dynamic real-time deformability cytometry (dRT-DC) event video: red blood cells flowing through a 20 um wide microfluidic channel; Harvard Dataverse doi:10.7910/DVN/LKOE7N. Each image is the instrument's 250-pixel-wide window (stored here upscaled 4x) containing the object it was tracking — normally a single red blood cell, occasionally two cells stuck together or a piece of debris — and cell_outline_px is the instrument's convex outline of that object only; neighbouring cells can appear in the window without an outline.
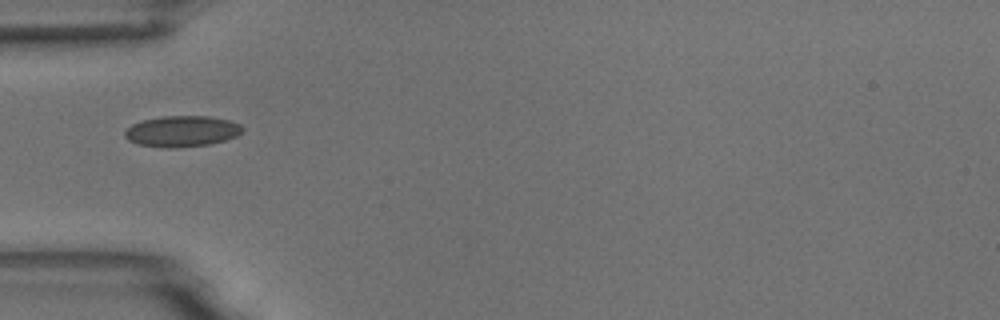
{"species": "common noctule bat (a hibernating species)", "species_latin": "Nyctalus noctula", "temperature_condition": "room temperature", "stored_images_in_passage": 1, "camera_frame_rate_fps": 3000, "um_per_image_px": 0.085, "animal": {"sex": "male", "body_mass_g": 18.8}, "frame": {"image": 1, "passage_image": 1, "time_ms": 0.0, "image_size_px": [1000, 320], "cell_outline_px": [[244, 128], [236, 136], [224, 140], [208, 144], [168, 148], [140, 144], [128, 140], [124, 136], [124, 132], [132, 124], [144, 120], [164, 116], [208, 116], [228, 120], [240, 124]], "centroid_in_image_um": [15.46, 11.15], "position_along_channel_um": 69.5, "area_um2": 20.87}}